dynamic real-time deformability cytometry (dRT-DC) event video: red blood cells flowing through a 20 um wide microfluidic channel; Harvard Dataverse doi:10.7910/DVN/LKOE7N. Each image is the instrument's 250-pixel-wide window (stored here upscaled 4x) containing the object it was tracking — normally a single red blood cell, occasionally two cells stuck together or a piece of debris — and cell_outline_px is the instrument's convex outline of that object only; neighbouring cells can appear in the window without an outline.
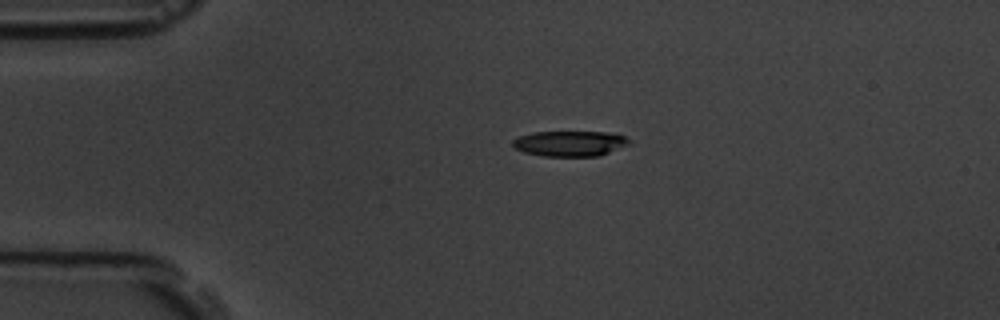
{"species": "common noctule bat (a hibernating species)", "species_latin": "Nyctalus noctula", "temperature_condition": "room temperature", "stored_images_in_passage": 2, "camera_frame_rate_fps": 3000, "um_per_image_px": 0.085, "animal": {"sex": "male", "body_mass_g": 19.5, "forearm_length_mm": 54.6}, "frame": {"image": 1, "passage_image": 1, "time_ms": 0.0, "image_size_px": [1000, 320], "cell_outline_px": [[632, 144], [600, 156], [544, 156], [524, 152], [512, 148], [512, 140], [520, 136], [532, 132], [608, 132], [624, 136]], "centroid_in_image_um": [48.44, 12.2], "position_along_channel_um": 36.6, "area_um2": 17.4}}